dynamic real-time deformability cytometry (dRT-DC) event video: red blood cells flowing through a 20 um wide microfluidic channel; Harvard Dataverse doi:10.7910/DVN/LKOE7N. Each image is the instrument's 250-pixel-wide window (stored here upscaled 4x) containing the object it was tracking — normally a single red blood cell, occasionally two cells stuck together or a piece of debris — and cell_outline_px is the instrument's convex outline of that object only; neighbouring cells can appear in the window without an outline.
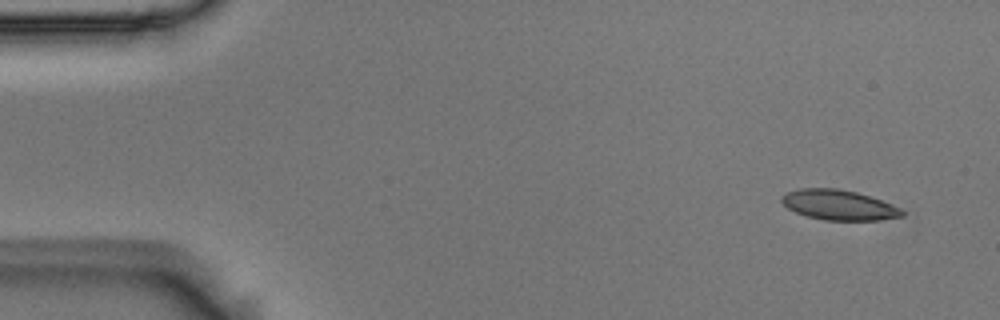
{"species": "Egyptian fruit bat (a non-hibernating species)", "species_latin": "Rousettus aegyptiacus", "temperature_condition": "room temperature", "stored_images_in_passage": 52, "camera_frame_rate_fps": 3000, "um_per_image_px": 0.085, "animal": {"sex": "male"}, "frame": {"image": 1, "passage_image": 1, "time_ms": 0.0, "image_size_px": [1000, 320], "cell_outline_px": [[904, 216], [880, 220], [824, 220], [808, 216], [796, 212], [788, 208], [780, 200], [780, 196], [788, 192], [800, 188], [836, 188], [856, 192], [880, 200], [900, 208], [904, 212]], "centroid_in_image_um": [71.28, 17.42], "position_along_channel_um": 13.7, "area_um2": 20.92}}
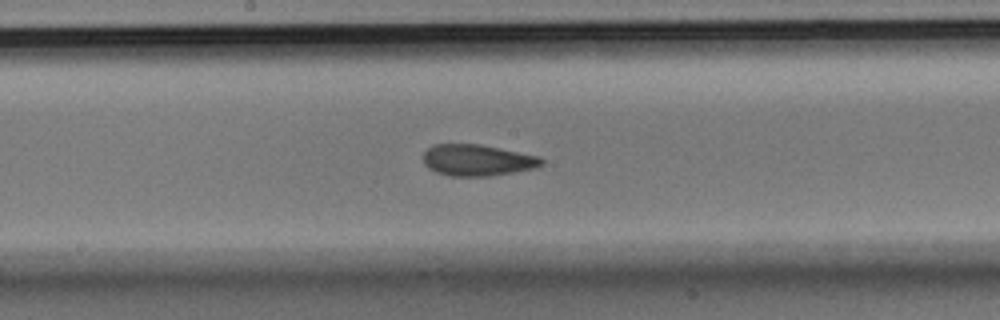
{"frame": {"image": 2, "passage_image": 26, "time_ms": 8.333, "image_size_px": [1000, 320], "cell_outline_px": [[544, 164], [536, 168], [488, 176], [452, 176], [436, 172], [428, 168], [424, 164], [424, 152], [432, 144], [480, 144], [540, 156], [544, 160]], "centroid_in_image_um": [40.59, 13.61], "position_along_channel_um": 207.6, "area_um2": 21.68}}
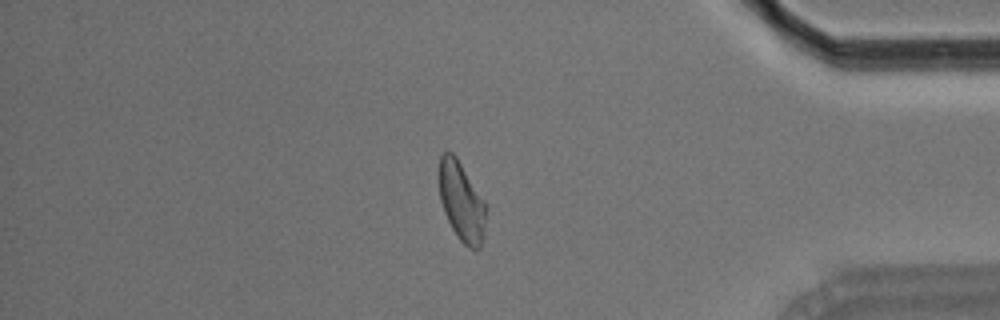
{"frame": {"image": 3, "passage_image": 44, "time_ms": 14.333, "image_size_px": [1000, 320], "cell_outline_px": [[488, 208], [484, 232], [480, 248], [468, 248], [456, 236], [444, 212], [440, 200], [440, 156], [444, 152], [452, 152], [456, 156], [484, 200]], "centroid_in_image_um": [39.26, 17.16], "position_along_channel_um": 395.9, "area_um2": 21.56}, "authors_computed_cell_mechanics": {"area_um2": 21.6461, "velocity_mm_per_s": 3.6459, "shape_relaxation_time_tau1_ms": 7.3112, "shape_relaxation_time_tau2_ms": 2.3142, "deformation_change_tau1": 0.1573, "deformation_change_tau2": 0.0787}}